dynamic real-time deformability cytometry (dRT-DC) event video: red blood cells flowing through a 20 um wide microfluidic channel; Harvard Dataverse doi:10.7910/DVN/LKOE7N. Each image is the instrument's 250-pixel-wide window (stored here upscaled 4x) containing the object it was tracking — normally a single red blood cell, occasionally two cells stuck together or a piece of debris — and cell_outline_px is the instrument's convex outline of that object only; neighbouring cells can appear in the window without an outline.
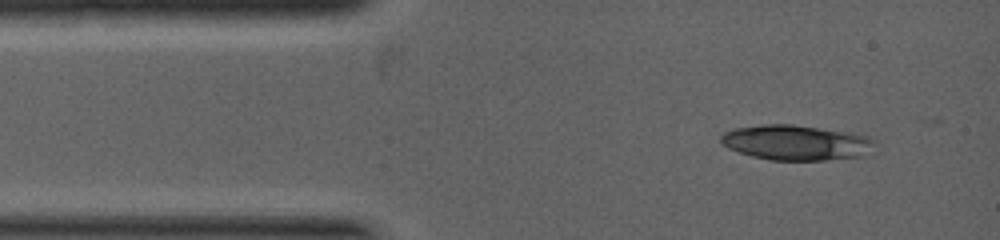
{"species": "common noctule bat (a hibernating species)", "species_latin": "Nyctalus noctula", "temperature_condition": "warm", "stored_images_in_passage": 3, "camera_frame_rate_fps": 5000, "um_per_image_px": 0.085, "animal": {"sex": "female", "body_mass_g": 19.0, "forearm_length_mm": 53.3}, "frame": {"image": 1, "passage_image": 1, "time_ms": 0.0, "image_size_px": [1000, 240], "cell_outline_px": [[876, 140], [864, 156], [824, 160], [768, 160], [752, 156], [728, 148], [720, 140], [720, 136], [724, 132], [736, 128], [764, 124], [792, 124], [848, 132], [868, 136]], "centroid_in_image_um": [67.65, 12.12], "position_along_channel_um": 17.3, "area_um2": 31.33}}